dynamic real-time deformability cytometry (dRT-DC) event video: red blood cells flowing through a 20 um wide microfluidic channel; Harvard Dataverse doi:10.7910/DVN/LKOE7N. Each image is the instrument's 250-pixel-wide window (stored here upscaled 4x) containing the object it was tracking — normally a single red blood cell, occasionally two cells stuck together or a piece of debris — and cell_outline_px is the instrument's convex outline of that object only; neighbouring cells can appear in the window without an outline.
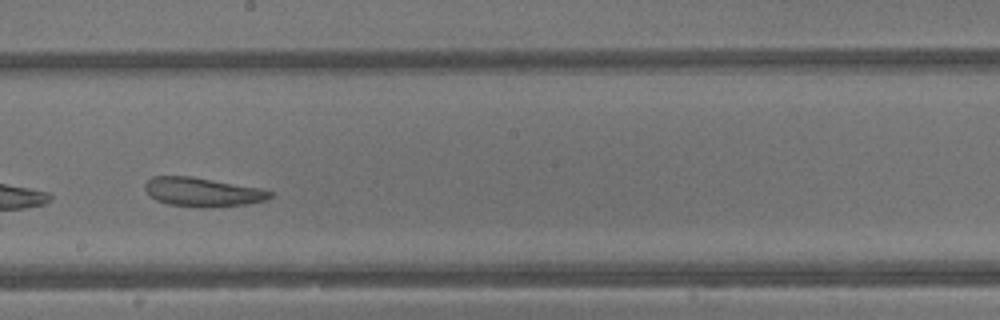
{"species": "common noctule bat (a hibernating species)", "species_latin": "Nyctalus noctula", "temperature_condition": "warm", "stored_images_in_passage": 25, "camera_frame_rate_fps": 3000, "um_per_image_px": 0.085, "animal": {"sex": "male", "body_mass_g": 13.3}, "frame": {"image": 1, "passage_image": 18, "time_ms": 5.667, "image_size_px": [1000, 320], "cell_outline_px": [[272, 196], [264, 200], [244, 204], [212, 208], [204, 208], [168, 204], [156, 200], [144, 188], [144, 184], [152, 176], [192, 176], [264, 188], [272, 192]], "centroid_in_image_um": [17.23, 16.32], "position_along_channel_um": 231.0, "area_um2": 21.27}}